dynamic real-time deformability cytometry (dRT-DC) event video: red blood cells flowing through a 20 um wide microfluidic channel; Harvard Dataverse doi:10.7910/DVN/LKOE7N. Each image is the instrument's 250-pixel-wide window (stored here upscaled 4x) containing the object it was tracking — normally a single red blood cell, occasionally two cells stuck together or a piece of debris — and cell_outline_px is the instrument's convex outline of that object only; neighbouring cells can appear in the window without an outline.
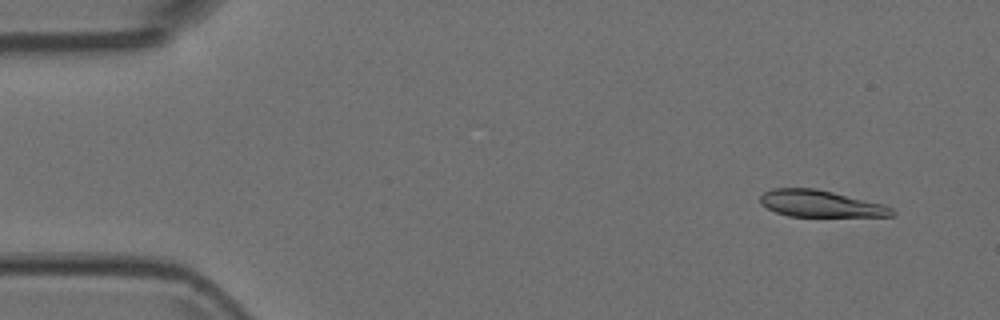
{"species": "Egyptian fruit bat (a non-hibernating species)", "species_latin": "Rousettus aegyptiacus", "temperature_condition": "room temperature", "stored_images_in_passage": 5, "camera_frame_rate_fps": 3000, "um_per_image_px": 0.085, "animal": {"sex": "female"}, "frame": {"image": 1, "passage_image": 2, "time_ms": 0.333, "image_size_px": [1000, 320], "cell_outline_px": [[896, 216], [788, 216], [776, 212], [760, 204], [760, 196], [764, 192], [772, 188], [816, 188], [884, 204], [892, 208], [896, 212]], "centroid_in_image_um": [69.75, 17.31], "position_along_channel_um": 15.2, "area_um2": 20.52}}
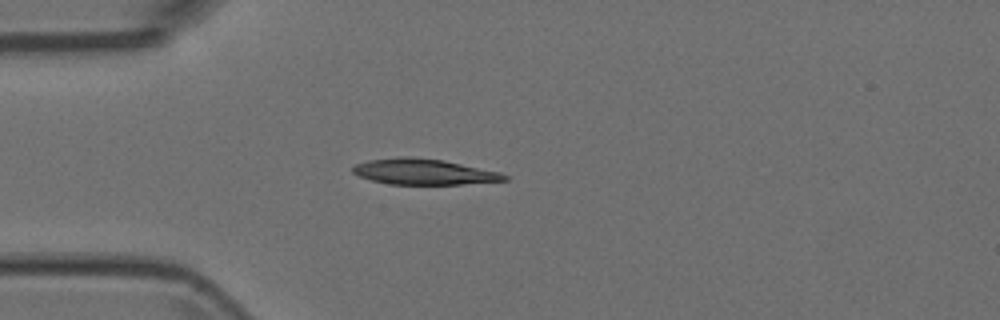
{"frame": {"image": 2, "passage_image": 5, "time_ms": 1.333, "image_size_px": [1000, 320], "cell_outline_px": [[508, 180], [460, 184], [388, 184], [372, 180], [360, 176], [352, 172], [352, 168], [356, 164], [368, 160], [400, 156], [408, 156], [444, 160], [500, 172], [508, 176]], "centroid_in_image_um": [36.01, 14.59], "position_along_channel_um": 49.0, "area_um2": 22.66}}